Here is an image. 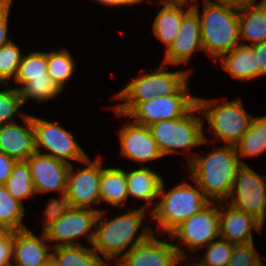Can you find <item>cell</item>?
Returning a JSON list of instances; mask_svg holds the SVG:
<instances>
[{"mask_svg": "<svg viewBox=\"0 0 266 266\" xmlns=\"http://www.w3.org/2000/svg\"><path fill=\"white\" fill-rule=\"evenodd\" d=\"M16 160L0 151V185H5Z\"/></svg>", "mask_w": 266, "mask_h": 266, "instance_id": "obj_40", "label": "cell"}, {"mask_svg": "<svg viewBox=\"0 0 266 266\" xmlns=\"http://www.w3.org/2000/svg\"><path fill=\"white\" fill-rule=\"evenodd\" d=\"M257 55V66L260 68V76L266 75V42L252 45Z\"/></svg>", "mask_w": 266, "mask_h": 266, "instance_id": "obj_41", "label": "cell"}, {"mask_svg": "<svg viewBox=\"0 0 266 266\" xmlns=\"http://www.w3.org/2000/svg\"><path fill=\"white\" fill-rule=\"evenodd\" d=\"M109 211L104 208L97 216L92 248L108 266H114L133 247L153 234V230L144 223L146 213L151 215L146 209L138 206L122 208L118 211L122 212L119 216L110 215V219L107 218Z\"/></svg>", "mask_w": 266, "mask_h": 266, "instance_id": "obj_1", "label": "cell"}, {"mask_svg": "<svg viewBox=\"0 0 266 266\" xmlns=\"http://www.w3.org/2000/svg\"><path fill=\"white\" fill-rule=\"evenodd\" d=\"M64 92L51 77L33 79L27 82L20 90L22 106L30 100L40 103L48 102Z\"/></svg>", "mask_w": 266, "mask_h": 266, "instance_id": "obj_32", "label": "cell"}, {"mask_svg": "<svg viewBox=\"0 0 266 266\" xmlns=\"http://www.w3.org/2000/svg\"><path fill=\"white\" fill-rule=\"evenodd\" d=\"M23 203L13 198L5 185H0V231H18L27 228L23 223L26 215Z\"/></svg>", "mask_w": 266, "mask_h": 266, "instance_id": "obj_28", "label": "cell"}, {"mask_svg": "<svg viewBox=\"0 0 266 266\" xmlns=\"http://www.w3.org/2000/svg\"><path fill=\"white\" fill-rule=\"evenodd\" d=\"M9 194L24 204L27 199H36L32 175L26 161H16L5 184ZM35 197V198H34Z\"/></svg>", "mask_w": 266, "mask_h": 266, "instance_id": "obj_31", "label": "cell"}, {"mask_svg": "<svg viewBox=\"0 0 266 266\" xmlns=\"http://www.w3.org/2000/svg\"><path fill=\"white\" fill-rule=\"evenodd\" d=\"M192 260V261H191ZM194 261V262H193ZM187 262V264L188 265H185V266H201V265H199L195 260H194V258H187V259H184L183 261H182V263L184 264V263H186ZM191 262V263H190ZM183 264H182V266H183Z\"/></svg>", "mask_w": 266, "mask_h": 266, "instance_id": "obj_44", "label": "cell"}, {"mask_svg": "<svg viewBox=\"0 0 266 266\" xmlns=\"http://www.w3.org/2000/svg\"><path fill=\"white\" fill-rule=\"evenodd\" d=\"M221 1L233 2V3H237V4L250 3V2H259V0H221Z\"/></svg>", "mask_w": 266, "mask_h": 266, "instance_id": "obj_45", "label": "cell"}, {"mask_svg": "<svg viewBox=\"0 0 266 266\" xmlns=\"http://www.w3.org/2000/svg\"><path fill=\"white\" fill-rule=\"evenodd\" d=\"M202 255L195 261L201 266H227L233 253L234 244L218 238L203 247ZM199 256V257H198Z\"/></svg>", "mask_w": 266, "mask_h": 266, "instance_id": "obj_34", "label": "cell"}, {"mask_svg": "<svg viewBox=\"0 0 266 266\" xmlns=\"http://www.w3.org/2000/svg\"><path fill=\"white\" fill-rule=\"evenodd\" d=\"M14 232L0 231V266H12Z\"/></svg>", "mask_w": 266, "mask_h": 266, "instance_id": "obj_39", "label": "cell"}, {"mask_svg": "<svg viewBox=\"0 0 266 266\" xmlns=\"http://www.w3.org/2000/svg\"><path fill=\"white\" fill-rule=\"evenodd\" d=\"M185 178L192 182L182 177L179 183L168 189L162 180L157 204L149 216L156 226L152 227L153 233L169 235L184 220L210 203L197 183L189 175L185 174Z\"/></svg>", "mask_w": 266, "mask_h": 266, "instance_id": "obj_4", "label": "cell"}, {"mask_svg": "<svg viewBox=\"0 0 266 266\" xmlns=\"http://www.w3.org/2000/svg\"><path fill=\"white\" fill-rule=\"evenodd\" d=\"M207 153H196L185 166L210 202H226L238 169L243 165L233 145L211 146ZM203 154V155H202Z\"/></svg>", "mask_w": 266, "mask_h": 266, "instance_id": "obj_2", "label": "cell"}, {"mask_svg": "<svg viewBox=\"0 0 266 266\" xmlns=\"http://www.w3.org/2000/svg\"><path fill=\"white\" fill-rule=\"evenodd\" d=\"M94 3H99V5H103L106 8L107 7H116L117 8H124V7H131L133 5H139V3L136 0H93Z\"/></svg>", "mask_w": 266, "mask_h": 266, "instance_id": "obj_42", "label": "cell"}, {"mask_svg": "<svg viewBox=\"0 0 266 266\" xmlns=\"http://www.w3.org/2000/svg\"><path fill=\"white\" fill-rule=\"evenodd\" d=\"M182 261L169 235L153 233L127 252L115 266H181Z\"/></svg>", "mask_w": 266, "mask_h": 266, "instance_id": "obj_15", "label": "cell"}, {"mask_svg": "<svg viewBox=\"0 0 266 266\" xmlns=\"http://www.w3.org/2000/svg\"><path fill=\"white\" fill-rule=\"evenodd\" d=\"M21 108L23 106L19 90L0 83V126L16 122L17 116L21 119L27 113Z\"/></svg>", "mask_w": 266, "mask_h": 266, "instance_id": "obj_33", "label": "cell"}, {"mask_svg": "<svg viewBox=\"0 0 266 266\" xmlns=\"http://www.w3.org/2000/svg\"><path fill=\"white\" fill-rule=\"evenodd\" d=\"M189 81L190 79L173 95H159L138 103L126 115L127 118L136 124L149 126L158 121L183 117L197 104V96L190 92Z\"/></svg>", "mask_w": 266, "mask_h": 266, "instance_id": "obj_10", "label": "cell"}, {"mask_svg": "<svg viewBox=\"0 0 266 266\" xmlns=\"http://www.w3.org/2000/svg\"><path fill=\"white\" fill-rule=\"evenodd\" d=\"M52 257L58 266H108L92 245H69L52 248Z\"/></svg>", "mask_w": 266, "mask_h": 266, "instance_id": "obj_27", "label": "cell"}, {"mask_svg": "<svg viewBox=\"0 0 266 266\" xmlns=\"http://www.w3.org/2000/svg\"><path fill=\"white\" fill-rule=\"evenodd\" d=\"M18 121L0 126V151L16 161H26L35 150L32 115L26 113Z\"/></svg>", "mask_w": 266, "mask_h": 266, "instance_id": "obj_19", "label": "cell"}, {"mask_svg": "<svg viewBox=\"0 0 266 266\" xmlns=\"http://www.w3.org/2000/svg\"><path fill=\"white\" fill-rule=\"evenodd\" d=\"M167 64L161 63L155 69L144 71L129 82L111 99L120 101L111 107L126 116L138 103L161 96L175 94L192 76V68L167 71Z\"/></svg>", "mask_w": 266, "mask_h": 266, "instance_id": "obj_5", "label": "cell"}, {"mask_svg": "<svg viewBox=\"0 0 266 266\" xmlns=\"http://www.w3.org/2000/svg\"><path fill=\"white\" fill-rule=\"evenodd\" d=\"M259 255L255 242L234 244L232 257L227 266H265Z\"/></svg>", "mask_w": 266, "mask_h": 266, "instance_id": "obj_37", "label": "cell"}, {"mask_svg": "<svg viewBox=\"0 0 266 266\" xmlns=\"http://www.w3.org/2000/svg\"><path fill=\"white\" fill-rule=\"evenodd\" d=\"M169 236L183 260L195 258L194 254L198 250L220 238L219 203L210 202L198 213L184 220Z\"/></svg>", "mask_w": 266, "mask_h": 266, "instance_id": "obj_8", "label": "cell"}, {"mask_svg": "<svg viewBox=\"0 0 266 266\" xmlns=\"http://www.w3.org/2000/svg\"><path fill=\"white\" fill-rule=\"evenodd\" d=\"M159 8L157 14L152 20L151 28L154 36L164 46L165 51L174 42L179 34L183 16L192 8L185 4L158 2Z\"/></svg>", "mask_w": 266, "mask_h": 266, "instance_id": "obj_24", "label": "cell"}, {"mask_svg": "<svg viewBox=\"0 0 266 266\" xmlns=\"http://www.w3.org/2000/svg\"><path fill=\"white\" fill-rule=\"evenodd\" d=\"M238 17L240 44L266 42V0L238 4Z\"/></svg>", "mask_w": 266, "mask_h": 266, "instance_id": "obj_22", "label": "cell"}, {"mask_svg": "<svg viewBox=\"0 0 266 266\" xmlns=\"http://www.w3.org/2000/svg\"><path fill=\"white\" fill-rule=\"evenodd\" d=\"M162 2L166 3H176V4H185L193 7L194 5H197L199 0H161ZM203 2L209 1V0H202Z\"/></svg>", "mask_w": 266, "mask_h": 266, "instance_id": "obj_43", "label": "cell"}, {"mask_svg": "<svg viewBox=\"0 0 266 266\" xmlns=\"http://www.w3.org/2000/svg\"><path fill=\"white\" fill-rule=\"evenodd\" d=\"M52 256L46 234L34 235L29 228L14 232L12 266H42Z\"/></svg>", "mask_w": 266, "mask_h": 266, "instance_id": "obj_20", "label": "cell"}, {"mask_svg": "<svg viewBox=\"0 0 266 266\" xmlns=\"http://www.w3.org/2000/svg\"><path fill=\"white\" fill-rule=\"evenodd\" d=\"M125 172L129 198L135 201L139 200L141 203L145 202L139 207L151 213L157 204L160 186L164 177L159 172L157 173L156 170L151 169L149 165H137V168H132V170L125 169Z\"/></svg>", "mask_w": 266, "mask_h": 266, "instance_id": "obj_21", "label": "cell"}, {"mask_svg": "<svg viewBox=\"0 0 266 266\" xmlns=\"http://www.w3.org/2000/svg\"><path fill=\"white\" fill-rule=\"evenodd\" d=\"M263 225L250 214L238 210L227 202H219L220 238L233 244L254 242L256 231L262 233Z\"/></svg>", "mask_w": 266, "mask_h": 266, "instance_id": "obj_18", "label": "cell"}, {"mask_svg": "<svg viewBox=\"0 0 266 266\" xmlns=\"http://www.w3.org/2000/svg\"><path fill=\"white\" fill-rule=\"evenodd\" d=\"M235 80L248 82L260 77L257 55L252 45L240 44L229 53L223 54L216 62Z\"/></svg>", "mask_w": 266, "mask_h": 266, "instance_id": "obj_23", "label": "cell"}, {"mask_svg": "<svg viewBox=\"0 0 266 266\" xmlns=\"http://www.w3.org/2000/svg\"><path fill=\"white\" fill-rule=\"evenodd\" d=\"M35 131V150L65 161L81 164L89 155L74 139L72 131L67 130L57 121H49L32 115ZM44 151V152H43Z\"/></svg>", "mask_w": 266, "mask_h": 266, "instance_id": "obj_9", "label": "cell"}, {"mask_svg": "<svg viewBox=\"0 0 266 266\" xmlns=\"http://www.w3.org/2000/svg\"><path fill=\"white\" fill-rule=\"evenodd\" d=\"M192 8L200 19L203 51L213 62L240 45L237 3L209 0L202 9L199 3Z\"/></svg>", "mask_w": 266, "mask_h": 266, "instance_id": "obj_3", "label": "cell"}, {"mask_svg": "<svg viewBox=\"0 0 266 266\" xmlns=\"http://www.w3.org/2000/svg\"><path fill=\"white\" fill-rule=\"evenodd\" d=\"M72 208L65 192L58 197H50L47 204L45 203L44 211H42V232H45L52 226L61 216Z\"/></svg>", "mask_w": 266, "mask_h": 266, "instance_id": "obj_36", "label": "cell"}, {"mask_svg": "<svg viewBox=\"0 0 266 266\" xmlns=\"http://www.w3.org/2000/svg\"><path fill=\"white\" fill-rule=\"evenodd\" d=\"M42 266H58L57 262L53 259V257L51 256L49 258V260L43 264Z\"/></svg>", "mask_w": 266, "mask_h": 266, "instance_id": "obj_46", "label": "cell"}, {"mask_svg": "<svg viewBox=\"0 0 266 266\" xmlns=\"http://www.w3.org/2000/svg\"><path fill=\"white\" fill-rule=\"evenodd\" d=\"M136 1H137L139 4H142L144 1H148V3H150V4H151V3H152V4L154 3L152 0H136ZM160 1H161V0H157L156 3H157V2H160Z\"/></svg>", "mask_w": 266, "mask_h": 266, "instance_id": "obj_47", "label": "cell"}, {"mask_svg": "<svg viewBox=\"0 0 266 266\" xmlns=\"http://www.w3.org/2000/svg\"><path fill=\"white\" fill-rule=\"evenodd\" d=\"M129 200L126 172L122 166L103 167L100 181V203L110 204L113 209L127 208Z\"/></svg>", "mask_w": 266, "mask_h": 266, "instance_id": "obj_25", "label": "cell"}, {"mask_svg": "<svg viewBox=\"0 0 266 266\" xmlns=\"http://www.w3.org/2000/svg\"><path fill=\"white\" fill-rule=\"evenodd\" d=\"M197 114V115H195ZM205 121L196 104L186 115L178 119L163 120L152 123L149 129L157 142L158 148L165 156L180 154L188 165L195 157L200 145H208L204 140ZM194 149H197L195 152Z\"/></svg>", "mask_w": 266, "mask_h": 266, "instance_id": "obj_7", "label": "cell"}, {"mask_svg": "<svg viewBox=\"0 0 266 266\" xmlns=\"http://www.w3.org/2000/svg\"><path fill=\"white\" fill-rule=\"evenodd\" d=\"M24 53L20 45L13 40L0 47V83L9 84L17 76L19 65ZM11 80V81H10Z\"/></svg>", "mask_w": 266, "mask_h": 266, "instance_id": "obj_35", "label": "cell"}, {"mask_svg": "<svg viewBox=\"0 0 266 266\" xmlns=\"http://www.w3.org/2000/svg\"><path fill=\"white\" fill-rule=\"evenodd\" d=\"M203 51L200 19L197 12L191 8L182 19L179 34L163 54L161 63L179 67L193 58V53Z\"/></svg>", "mask_w": 266, "mask_h": 266, "instance_id": "obj_16", "label": "cell"}, {"mask_svg": "<svg viewBox=\"0 0 266 266\" xmlns=\"http://www.w3.org/2000/svg\"><path fill=\"white\" fill-rule=\"evenodd\" d=\"M93 159L88 156L82 161L83 168L76 169L74 164L70 165L65 194L72 207L87 208L101 212L102 208L99 207L97 209L94 206L100 203L103 156L97 155Z\"/></svg>", "mask_w": 266, "mask_h": 266, "instance_id": "obj_12", "label": "cell"}, {"mask_svg": "<svg viewBox=\"0 0 266 266\" xmlns=\"http://www.w3.org/2000/svg\"><path fill=\"white\" fill-rule=\"evenodd\" d=\"M99 212L87 208L72 207L44 233L52 248L69 245H85L77 239H87L92 245ZM77 242H76V241Z\"/></svg>", "mask_w": 266, "mask_h": 266, "instance_id": "obj_13", "label": "cell"}, {"mask_svg": "<svg viewBox=\"0 0 266 266\" xmlns=\"http://www.w3.org/2000/svg\"><path fill=\"white\" fill-rule=\"evenodd\" d=\"M235 147L242 164H247L246 158H258L266 153V114L254 116L249 129Z\"/></svg>", "mask_w": 266, "mask_h": 266, "instance_id": "obj_26", "label": "cell"}, {"mask_svg": "<svg viewBox=\"0 0 266 266\" xmlns=\"http://www.w3.org/2000/svg\"><path fill=\"white\" fill-rule=\"evenodd\" d=\"M232 207L266 222V174L255 172L248 164L237 171L228 200Z\"/></svg>", "mask_w": 266, "mask_h": 266, "instance_id": "obj_11", "label": "cell"}, {"mask_svg": "<svg viewBox=\"0 0 266 266\" xmlns=\"http://www.w3.org/2000/svg\"><path fill=\"white\" fill-rule=\"evenodd\" d=\"M14 0H0V47L12 41L9 38V17Z\"/></svg>", "mask_w": 266, "mask_h": 266, "instance_id": "obj_38", "label": "cell"}, {"mask_svg": "<svg viewBox=\"0 0 266 266\" xmlns=\"http://www.w3.org/2000/svg\"><path fill=\"white\" fill-rule=\"evenodd\" d=\"M72 55L65 47L47 52V73L63 90L77 70V61Z\"/></svg>", "mask_w": 266, "mask_h": 266, "instance_id": "obj_29", "label": "cell"}, {"mask_svg": "<svg viewBox=\"0 0 266 266\" xmlns=\"http://www.w3.org/2000/svg\"><path fill=\"white\" fill-rule=\"evenodd\" d=\"M26 162L30 168L36 194H61L66 191L69 163L37 151Z\"/></svg>", "mask_w": 266, "mask_h": 266, "instance_id": "obj_17", "label": "cell"}, {"mask_svg": "<svg viewBox=\"0 0 266 266\" xmlns=\"http://www.w3.org/2000/svg\"><path fill=\"white\" fill-rule=\"evenodd\" d=\"M25 54V55H24ZM22 56L16 78L11 83L20 90L27 82L33 79L50 77L47 73V52L29 51ZM17 85V86H16Z\"/></svg>", "mask_w": 266, "mask_h": 266, "instance_id": "obj_30", "label": "cell"}, {"mask_svg": "<svg viewBox=\"0 0 266 266\" xmlns=\"http://www.w3.org/2000/svg\"><path fill=\"white\" fill-rule=\"evenodd\" d=\"M197 105L208 125L204 126V140L214 145L223 142L222 145L235 146L254 118L244 108L241 97L228 101L224 96L221 99L197 96ZM208 134L210 138L206 137Z\"/></svg>", "mask_w": 266, "mask_h": 266, "instance_id": "obj_6", "label": "cell"}, {"mask_svg": "<svg viewBox=\"0 0 266 266\" xmlns=\"http://www.w3.org/2000/svg\"><path fill=\"white\" fill-rule=\"evenodd\" d=\"M109 107L117 117L125 119L118 130L119 154L122 158L134 161L138 163V166H147V162L152 163L163 158L148 126L136 124L129 118L127 119V116L117 113L111 106Z\"/></svg>", "mask_w": 266, "mask_h": 266, "instance_id": "obj_14", "label": "cell"}]
</instances>
